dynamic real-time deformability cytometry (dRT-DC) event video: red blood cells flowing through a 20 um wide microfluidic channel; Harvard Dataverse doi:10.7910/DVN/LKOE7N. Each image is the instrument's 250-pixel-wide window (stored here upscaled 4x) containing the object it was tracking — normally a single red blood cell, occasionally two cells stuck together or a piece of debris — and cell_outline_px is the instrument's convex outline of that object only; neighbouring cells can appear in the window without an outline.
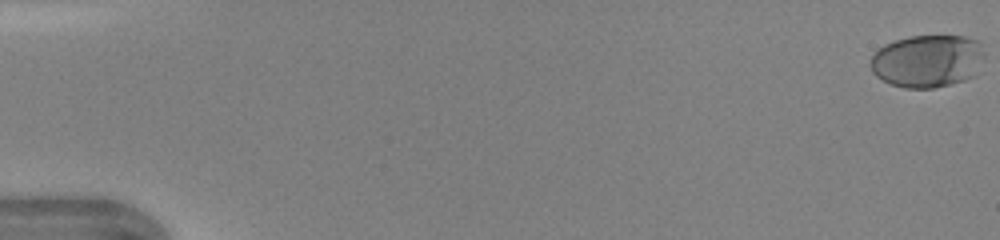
{"species": "human", "species_latin": "Homo sapiens", "temperature_condition": "warm", "stored_images_in_passage": 48, "camera_frame_rate_fps": 3000, "um_per_image_px": 0.085, "donor": {"sex": "female"}, "frame": {"image": 1, "passage_image": 1, "time_ms": 0.0, "image_size_px": [1000, 240], "cell_outline_px": [[984, 56], [976, 76], [964, 80], [932, 88], [904, 88], [892, 84], [876, 76], [872, 72], [868, 64], [872, 56], [884, 44], [908, 36], [964, 36], [980, 40], [984, 52]], "centroid_in_image_um": [78.85, 5.18], "position_along_channel_um": 6.1, "area_um2": 35.32}}
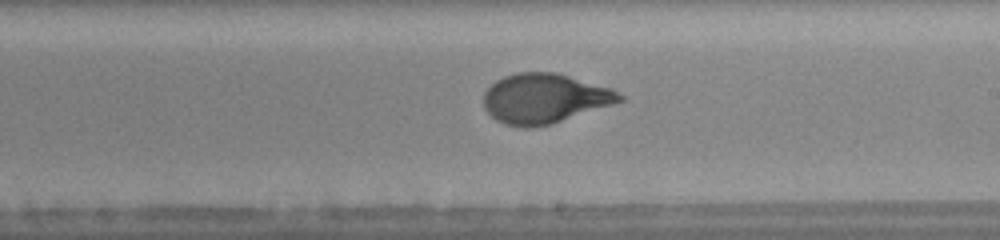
{"frame": {"image": 2, "passage_image": 29, "time_ms": 9.333, "image_size_px": [1000, 240], "cell_outline_px": [[624, 100], [552, 124], [532, 128], [524, 128], [504, 124], [496, 120], [484, 108], [484, 92], [496, 80], [504, 76], [516, 72], [556, 72], [612, 88], [624, 96]], "centroid_in_image_um": [46.27, 8.37], "position_along_channel_um": 242.7, "area_um2": 39.48}}
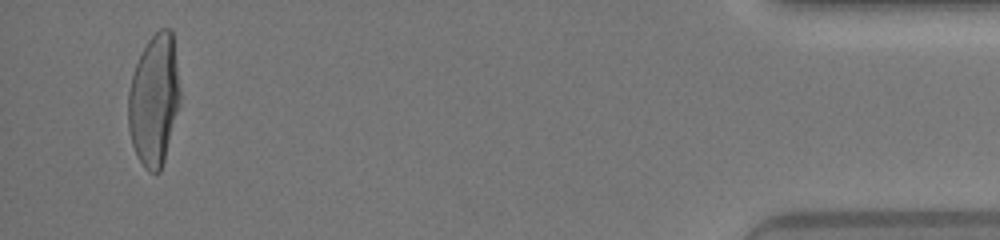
{"frame": {"image": 3, "passage_image": 46, "time_ms": 15.0, "image_size_px": [1000, 240], "cell_outline_px": [[180, 104], [164, 160], [160, 172], [148, 172], [144, 168], [136, 156], [132, 144], [128, 128], [128, 92], [132, 76], [136, 64], [148, 40], [160, 28], [172, 28], [180, 92]], "centroid_in_image_um": [13.09, 8.52], "position_along_channel_um": 422.1, "area_um2": 39.71}, "authors_computed_cell_mechanics": {"area_um2": 38.5526, "velocity_mm_per_s": 4.3806, "shape_relaxation_time_tau1_ms": 3.4311, "shape_relaxation_time_tau2_ms": null, "deformation_change_tau1": 0.1968, "deformation_change_tau2": null}}